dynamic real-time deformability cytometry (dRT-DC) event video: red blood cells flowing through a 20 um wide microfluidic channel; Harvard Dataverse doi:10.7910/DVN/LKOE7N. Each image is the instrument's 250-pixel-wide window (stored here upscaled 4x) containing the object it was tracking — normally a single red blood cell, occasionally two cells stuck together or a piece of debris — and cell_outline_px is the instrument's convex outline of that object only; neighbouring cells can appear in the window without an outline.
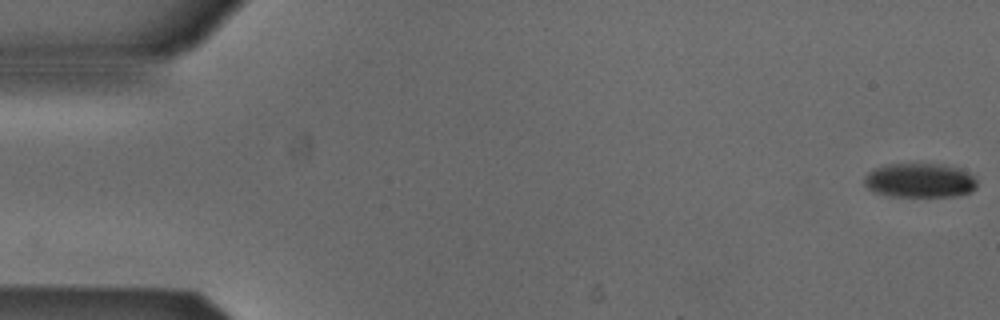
{"species": "Egyptian fruit bat (a non-hibernating species)", "species_latin": "Rousettus aegyptiacus", "temperature_condition": "cold", "stored_images_in_passage": 5, "camera_frame_rate_fps": 3000, "um_per_image_px": 0.085, "animal": {"sex": "male"}, "frame": {"image": 1, "passage_image": 1, "time_ms": 0.0, "image_size_px": [1000, 320], "cell_outline_px": [[976, 188], [972, 192], [956, 196], [892, 196], [872, 192], [864, 184], [864, 176], [868, 172], [876, 168], [888, 164], [944, 164], [960, 168], [972, 176], [976, 180]], "centroid_in_image_um": [78.17, 15.34], "position_along_channel_um": 6.8, "area_um2": 22.6}}
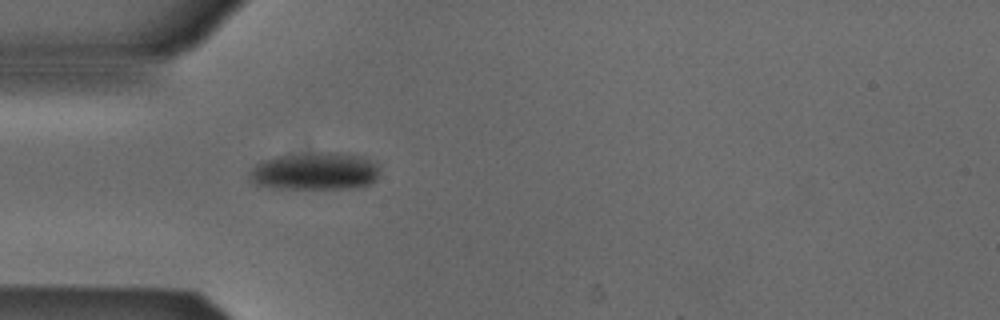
{"frame": {"image": 2, "passage_image": 5, "time_ms": 1.333, "image_size_px": [1000, 320], "cell_outline_px": [[380, 172], [376, 180], [368, 184], [356, 188], [276, 188], [256, 184], [248, 176], [256, 164], [276, 156], [320, 152], [332, 152], [360, 156], [376, 164], [380, 168]], "centroid_in_image_um": [26.8, 14.56], "position_along_channel_um": 58.2, "area_um2": 28.15}}